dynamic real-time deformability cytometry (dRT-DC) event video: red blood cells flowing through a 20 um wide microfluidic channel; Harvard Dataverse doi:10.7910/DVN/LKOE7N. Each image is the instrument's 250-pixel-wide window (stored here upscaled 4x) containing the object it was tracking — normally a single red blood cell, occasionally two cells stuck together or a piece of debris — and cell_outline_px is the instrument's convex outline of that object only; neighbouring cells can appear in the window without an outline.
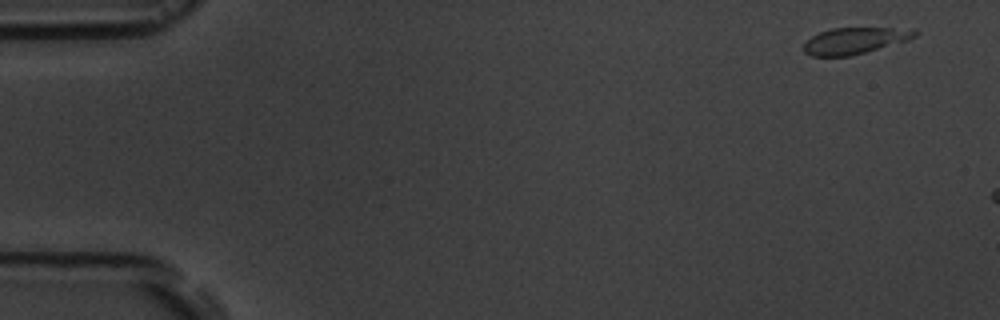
{"species": "common noctule bat (a hibernating species)", "species_latin": "Nyctalus noctula", "temperature_condition": "room temperature", "stored_images_in_passage": 3, "camera_frame_rate_fps": 3000, "um_per_image_px": 0.085, "animal": {"sex": "male", "body_mass_g": 19.5, "forearm_length_mm": 54.6}, "frame": {"image": 1, "passage_image": 1, "time_ms": 0.0, "image_size_px": [1000, 320], "cell_outline_px": [[920, 32], [916, 36], [908, 40], [864, 52], [848, 56], [812, 56], [804, 52], [804, 44], [812, 36], [820, 32], [832, 28], [916, 28]], "centroid_in_image_um": [72.7, 3.44], "position_along_channel_um": 12.3, "area_um2": 16.99}}